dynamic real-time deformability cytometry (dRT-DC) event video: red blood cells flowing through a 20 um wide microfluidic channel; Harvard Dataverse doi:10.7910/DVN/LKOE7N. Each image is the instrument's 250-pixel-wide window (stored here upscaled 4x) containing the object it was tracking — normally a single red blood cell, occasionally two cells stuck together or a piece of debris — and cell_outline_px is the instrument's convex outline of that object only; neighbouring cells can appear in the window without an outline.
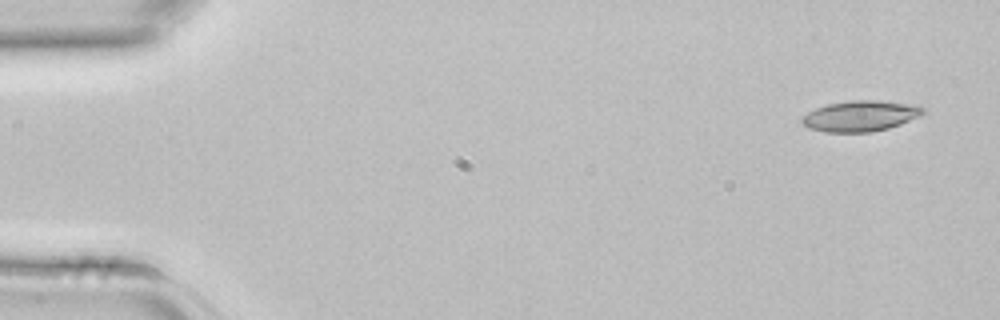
{"species": "common noctule bat (a hibernating species)", "species_latin": "Nyctalus noctula", "temperature_condition": "room temperature", "stored_images_in_passage": 3, "camera_frame_rate_fps": 3000, "um_per_image_px": 0.085, "animal": {"sex": "female", "body_mass_g": 22.7, "forearm_length_mm": 54.2}, "frame": {"image": 1, "passage_image": 1, "time_ms": 0.0, "image_size_px": [1000, 320], "cell_outline_px": [[924, 112], [920, 116], [900, 124], [888, 128], [872, 132], [824, 132], [808, 128], [800, 124], [800, 116], [816, 108], [828, 104], [852, 100], [880, 100], [920, 104], [924, 108]], "centroid_in_image_um": [73.13, 9.85], "position_along_channel_um": 11.9, "area_um2": 22.08}}